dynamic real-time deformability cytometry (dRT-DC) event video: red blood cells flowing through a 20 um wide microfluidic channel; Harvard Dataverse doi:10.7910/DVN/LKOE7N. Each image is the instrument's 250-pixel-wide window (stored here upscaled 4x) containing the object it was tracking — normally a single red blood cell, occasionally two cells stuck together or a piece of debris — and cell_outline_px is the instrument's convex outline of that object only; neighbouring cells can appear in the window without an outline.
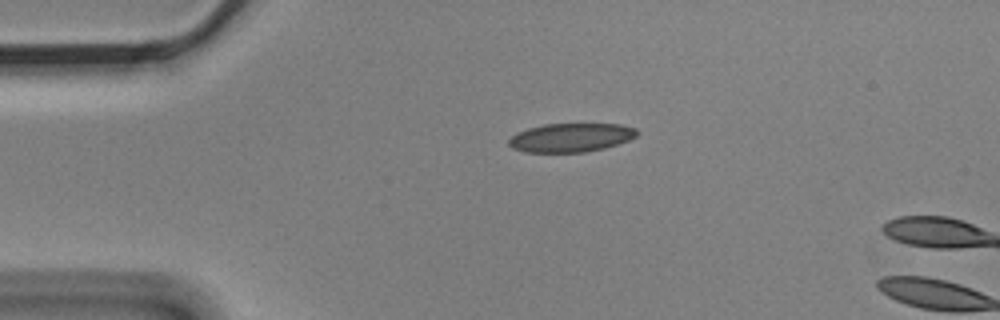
{"species": "Egyptian fruit bat (a non-hibernating species)", "species_latin": "Rousettus aegyptiacus", "temperature_condition": "cold", "stored_images_in_passage": 2, "camera_frame_rate_fps": 3000, "um_per_image_px": 0.085, "animal": {"sex": "male"}, "frame": {"image": 1, "passage_image": 1, "time_ms": 0.0, "image_size_px": [1000, 320], "cell_outline_px": [[640, 132], [636, 136], [628, 140], [604, 148], [584, 152], [524, 152], [512, 148], [508, 144], [508, 140], [516, 132], [528, 128], [544, 124], [620, 124], [636, 128]], "centroid_in_image_um": [48.51, 11.69], "position_along_channel_um": 36.5, "area_um2": 21.5}}